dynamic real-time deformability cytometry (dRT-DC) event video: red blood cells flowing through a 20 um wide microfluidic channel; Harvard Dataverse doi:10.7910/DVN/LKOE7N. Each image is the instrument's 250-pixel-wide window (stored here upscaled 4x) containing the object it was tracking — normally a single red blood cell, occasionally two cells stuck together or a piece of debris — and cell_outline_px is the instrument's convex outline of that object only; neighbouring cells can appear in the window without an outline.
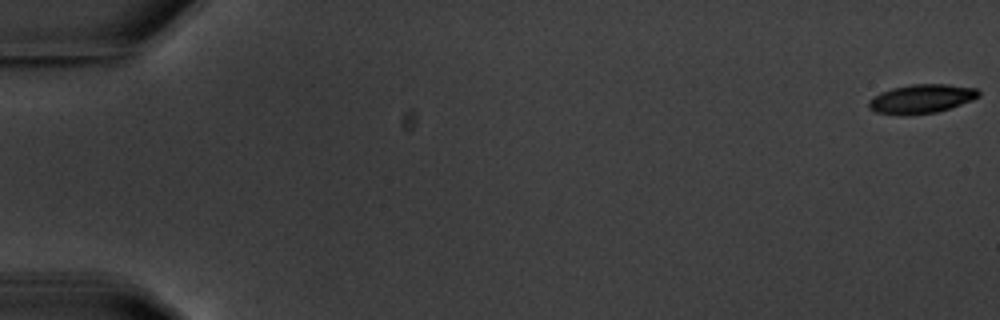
{"species": "common noctule bat (a hibernating species)", "species_latin": "Nyctalus noctula", "temperature_condition": "warm", "stored_images_in_passage": 6, "segment_of_instrument_passage": [1, 2], "camera_frame_rate_fps": 3000, "um_per_image_px": 0.085, "animal": {"sex": "male", "body_mass_g": 20.1, "forearm_length_mm": 53.5}, "frame": {"image": 1, "passage_image": 1, "time_ms": 0.0, "image_size_px": [1000, 320], "cell_outline_px": [[980, 96], [972, 100], [936, 112], [876, 112], [868, 108], [868, 100], [880, 92], [892, 88], [912, 84], [948, 84], [976, 88], [980, 92]], "centroid_in_image_um": [78.35, 8.34], "position_along_channel_um": 6.6, "area_um2": 17.74}}
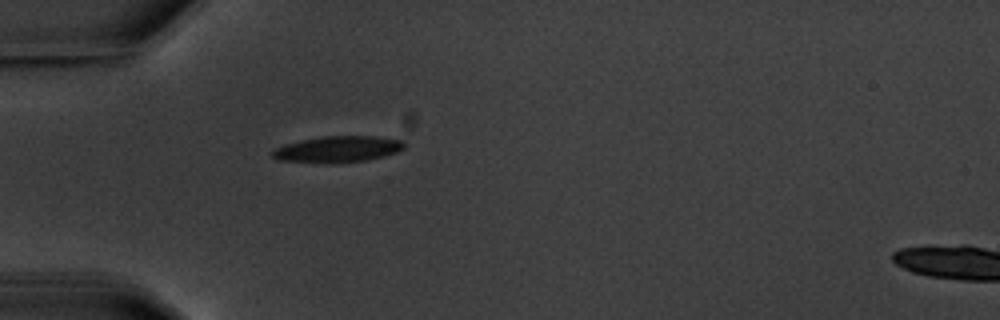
{"frame": {"image": 2, "passage_image": 5, "time_ms": 6.0, "image_size_px": [1000, 320], "cell_outline_px": [[408, 144], [404, 148], [396, 152], [384, 156], [364, 160], [276, 160], [272, 156], [272, 152], [276, 148], [284, 144], [300, 140], [324, 136], [376, 136], [404, 140]], "centroid_in_image_um": [28.8, 12.61], "position_along_channel_um": 56.2, "area_um2": 19.13}}